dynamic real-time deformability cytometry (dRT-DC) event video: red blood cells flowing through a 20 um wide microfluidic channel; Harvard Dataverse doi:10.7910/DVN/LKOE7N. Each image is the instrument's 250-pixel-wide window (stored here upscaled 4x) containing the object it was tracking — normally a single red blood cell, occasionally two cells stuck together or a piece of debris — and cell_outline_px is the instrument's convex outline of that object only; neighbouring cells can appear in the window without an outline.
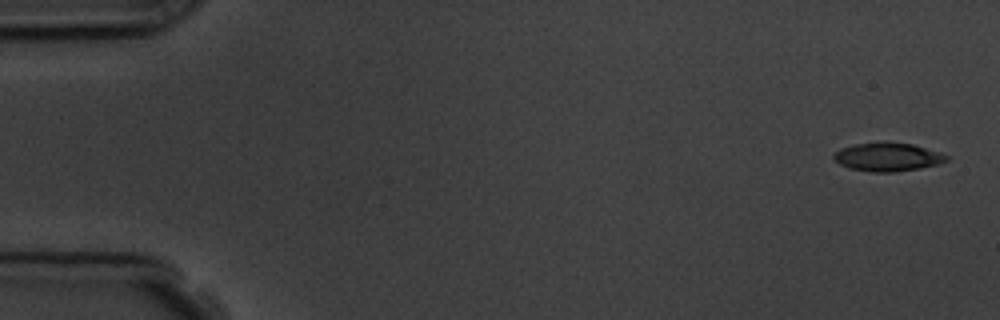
{"species": "common noctule bat (a hibernating species)", "species_latin": "Nyctalus noctula", "temperature_condition": "room temperature", "stored_images_in_passage": 5, "camera_frame_rate_fps": 3000, "um_per_image_px": 0.085, "animal": {"sex": "male", "body_mass_g": 19.5, "forearm_length_mm": 54.6}, "frame": {"image": 1, "passage_image": 1, "time_ms": 0.0, "image_size_px": [1000, 320], "cell_outline_px": [[948, 160], [936, 164], [920, 168], [892, 172], [872, 172], [848, 168], [832, 160], [832, 156], [840, 148], [856, 144], [912, 144], [948, 156]], "centroid_in_image_um": [75.38, 13.38], "position_along_channel_um": 9.6, "area_um2": 17.98}}
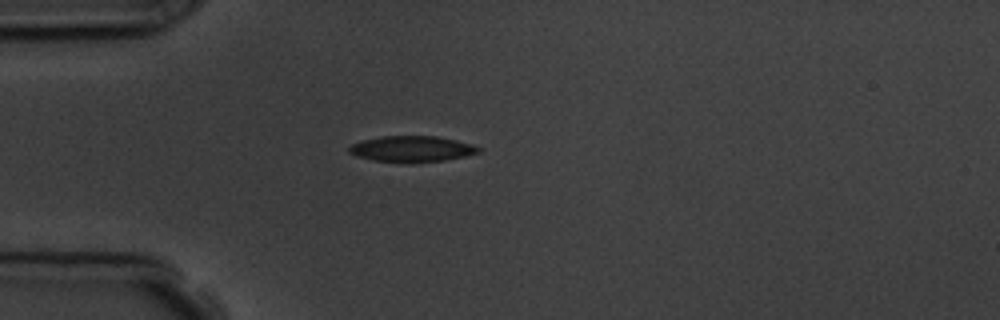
{"frame": {"image": 2, "passage_image": 4, "time_ms": 4.333, "image_size_px": [1000, 320], "cell_outline_px": [[480, 152], [464, 156], [444, 160], [372, 160], [356, 156], [348, 152], [348, 148], [352, 144], [364, 140], [380, 136], [436, 136], [456, 140], [472, 144], [480, 148]], "centroid_in_image_um": [35.0, 12.61], "position_along_channel_um": 50.0, "area_um2": 18.73}}